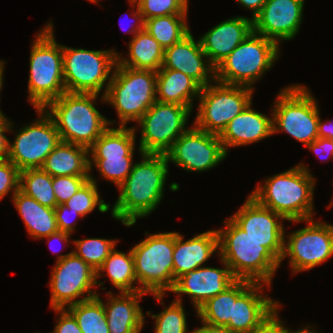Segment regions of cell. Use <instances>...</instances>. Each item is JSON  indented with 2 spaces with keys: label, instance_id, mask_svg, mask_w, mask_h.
<instances>
[{
  "label": "cell",
  "instance_id": "obj_3",
  "mask_svg": "<svg viewBox=\"0 0 333 333\" xmlns=\"http://www.w3.org/2000/svg\"><path fill=\"white\" fill-rule=\"evenodd\" d=\"M217 229L219 258L235 279L271 286L280 260L261 243L249 237L230 217Z\"/></svg>",
  "mask_w": 333,
  "mask_h": 333
},
{
  "label": "cell",
  "instance_id": "obj_36",
  "mask_svg": "<svg viewBox=\"0 0 333 333\" xmlns=\"http://www.w3.org/2000/svg\"><path fill=\"white\" fill-rule=\"evenodd\" d=\"M98 191L96 178L89 174V180L64 205L69 210L77 212L82 218L93 212L95 208H98L101 213H106L111 209V205L100 198Z\"/></svg>",
  "mask_w": 333,
  "mask_h": 333
},
{
  "label": "cell",
  "instance_id": "obj_24",
  "mask_svg": "<svg viewBox=\"0 0 333 333\" xmlns=\"http://www.w3.org/2000/svg\"><path fill=\"white\" fill-rule=\"evenodd\" d=\"M217 250V251H216ZM217 230L195 234L189 240L184 241V236L175 232V246L173 252V277L174 285L182 275L197 268L205 266L214 253H219Z\"/></svg>",
  "mask_w": 333,
  "mask_h": 333
},
{
  "label": "cell",
  "instance_id": "obj_29",
  "mask_svg": "<svg viewBox=\"0 0 333 333\" xmlns=\"http://www.w3.org/2000/svg\"><path fill=\"white\" fill-rule=\"evenodd\" d=\"M11 199L33 239H42L59 230L54 208L41 205L20 190Z\"/></svg>",
  "mask_w": 333,
  "mask_h": 333
},
{
  "label": "cell",
  "instance_id": "obj_19",
  "mask_svg": "<svg viewBox=\"0 0 333 333\" xmlns=\"http://www.w3.org/2000/svg\"><path fill=\"white\" fill-rule=\"evenodd\" d=\"M304 0H267L253 19V31L275 41L292 40L303 22Z\"/></svg>",
  "mask_w": 333,
  "mask_h": 333
},
{
  "label": "cell",
  "instance_id": "obj_14",
  "mask_svg": "<svg viewBox=\"0 0 333 333\" xmlns=\"http://www.w3.org/2000/svg\"><path fill=\"white\" fill-rule=\"evenodd\" d=\"M190 107L156 101L137 122L140 125V154H163L188 127Z\"/></svg>",
  "mask_w": 333,
  "mask_h": 333
},
{
  "label": "cell",
  "instance_id": "obj_43",
  "mask_svg": "<svg viewBox=\"0 0 333 333\" xmlns=\"http://www.w3.org/2000/svg\"><path fill=\"white\" fill-rule=\"evenodd\" d=\"M54 210H55V214H56L58 229L60 231L72 234L76 230V228H75L76 220H74V222H73L70 218L75 215L76 219H77V217L79 219V218H82V216L79 215L77 212H73L72 210H69V208L66 207L64 204L57 205L54 208Z\"/></svg>",
  "mask_w": 333,
  "mask_h": 333
},
{
  "label": "cell",
  "instance_id": "obj_12",
  "mask_svg": "<svg viewBox=\"0 0 333 333\" xmlns=\"http://www.w3.org/2000/svg\"><path fill=\"white\" fill-rule=\"evenodd\" d=\"M136 129L134 126L108 127L88 149L89 172L96 166L102 178L119 187L134 165Z\"/></svg>",
  "mask_w": 333,
  "mask_h": 333
},
{
  "label": "cell",
  "instance_id": "obj_45",
  "mask_svg": "<svg viewBox=\"0 0 333 333\" xmlns=\"http://www.w3.org/2000/svg\"><path fill=\"white\" fill-rule=\"evenodd\" d=\"M309 151L314 152L322 161L333 158V140L318 137L306 146ZM325 159V160H324Z\"/></svg>",
  "mask_w": 333,
  "mask_h": 333
},
{
  "label": "cell",
  "instance_id": "obj_18",
  "mask_svg": "<svg viewBox=\"0 0 333 333\" xmlns=\"http://www.w3.org/2000/svg\"><path fill=\"white\" fill-rule=\"evenodd\" d=\"M230 218L249 237L268 248L281 261L286 233L282 223L286 219L283 216L248 195L244 204Z\"/></svg>",
  "mask_w": 333,
  "mask_h": 333
},
{
  "label": "cell",
  "instance_id": "obj_44",
  "mask_svg": "<svg viewBox=\"0 0 333 333\" xmlns=\"http://www.w3.org/2000/svg\"><path fill=\"white\" fill-rule=\"evenodd\" d=\"M58 313V321L51 333H83L75 317L67 309H53Z\"/></svg>",
  "mask_w": 333,
  "mask_h": 333
},
{
  "label": "cell",
  "instance_id": "obj_48",
  "mask_svg": "<svg viewBox=\"0 0 333 333\" xmlns=\"http://www.w3.org/2000/svg\"><path fill=\"white\" fill-rule=\"evenodd\" d=\"M241 6L245 7V9H249L252 11V20L260 13L263 8L265 2L267 0H236Z\"/></svg>",
  "mask_w": 333,
  "mask_h": 333
},
{
  "label": "cell",
  "instance_id": "obj_17",
  "mask_svg": "<svg viewBox=\"0 0 333 333\" xmlns=\"http://www.w3.org/2000/svg\"><path fill=\"white\" fill-rule=\"evenodd\" d=\"M165 156L168 163L200 173L219 165L227 154L219 135L205 132L193 124L176 139Z\"/></svg>",
  "mask_w": 333,
  "mask_h": 333
},
{
  "label": "cell",
  "instance_id": "obj_38",
  "mask_svg": "<svg viewBox=\"0 0 333 333\" xmlns=\"http://www.w3.org/2000/svg\"><path fill=\"white\" fill-rule=\"evenodd\" d=\"M147 311V315L155 319V333H191L188 330L186 313L182 302L173 300L168 307L158 314H151Z\"/></svg>",
  "mask_w": 333,
  "mask_h": 333
},
{
  "label": "cell",
  "instance_id": "obj_41",
  "mask_svg": "<svg viewBox=\"0 0 333 333\" xmlns=\"http://www.w3.org/2000/svg\"><path fill=\"white\" fill-rule=\"evenodd\" d=\"M20 170L8 159L0 160V200L19 190Z\"/></svg>",
  "mask_w": 333,
  "mask_h": 333
},
{
  "label": "cell",
  "instance_id": "obj_26",
  "mask_svg": "<svg viewBox=\"0 0 333 333\" xmlns=\"http://www.w3.org/2000/svg\"><path fill=\"white\" fill-rule=\"evenodd\" d=\"M113 295L107 291V302L103 301L104 311L110 333H140L146 316L142 312L140 301L148 293L119 292ZM116 296V297H115Z\"/></svg>",
  "mask_w": 333,
  "mask_h": 333
},
{
  "label": "cell",
  "instance_id": "obj_16",
  "mask_svg": "<svg viewBox=\"0 0 333 333\" xmlns=\"http://www.w3.org/2000/svg\"><path fill=\"white\" fill-rule=\"evenodd\" d=\"M38 119L25 124L9 141L10 160L20 171L41 168L47 156L59 144V132L52 118L44 109H36Z\"/></svg>",
  "mask_w": 333,
  "mask_h": 333
},
{
  "label": "cell",
  "instance_id": "obj_50",
  "mask_svg": "<svg viewBox=\"0 0 333 333\" xmlns=\"http://www.w3.org/2000/svg\"><path fill=\"white\" fill-rule=\"evenodd\" d=\"M202 326L192 330L191 333H234L226 326H214L201 322Z\"/></svg>",
  "mask_w": 333,
  "mask_h": 333
},
{
  "label": "cell",
  "instance_id": "obj_34",
  "mask_svg": "<svg viewBox=\"0 0 333 333\" xmlns=\"http://www.w3.org/2000/svg\"><path fill=\"white\" fill-rule=\"evenodd\" d=\"M52 182L53 176L44 172L41 168L25 169L20 171L19 190L41 205L55 208L57 202Z\"/></svg>",
  "mask_w": 333,
  "mask_h": 333
},
{
  "label": "cell",
  "instance_id": "obj_11",
  "mask_svg": "<svg viewBox=\"0 0 333 333\" xmlns=\"http://www.w3.org/2000/svg\"><path fill=\"white\" fill-rule=\"evenodd\" d=\"M254 89L216 80L201 87L198 112L193 124L205 132L220 135L228 123L251 102Z\"/></svg>",
  "mask_w": 333,
  "mask_h": 333
},
{
  "label": "cell",
  "instance_id": "obj_13",
  "mask_svg": "<svg viewBox=\"0 0 333 333\" xmlns=\"http://www.w3.org/2000/svg\"><path fill=\"white\" fill-rule=\"evenodd\" d=\"M57 257L49 281L52 309H66L98 295L93 290L97 288L96 271L89 264L72 251Z\"/></svg>",
  "mask_w": 333,
  "mask_h": 333
},
{
  "label": "cell",
  "instance_id": "obj_47",
  "mask_svg": "<svg viewBox=\"0 0 333 333\" xmlns=\"http://www.w3.org/2000/svg\"><path fill=\"white\" fill-rule=\"evenodd\" d=\"M128 2H129V4H131V7H132L131 10L133 11L132 16L136 22L134 23V25L133 24L129 25L131 30L130 29L126 30V33H130V34L132 33V35H133L132 37H134L138 32L145 29V19H144L142 13L140 12V9L138 8L137 2L135 0H129ZM135 7H136V9H135Z\"/></svg>",
  "mask_w": 333,
  "mask_h": 333
},
{
  "label": "cell",
  "instance_id": "obj_5",
  "mask_svg": "<svg viewBox=\"0 0 333 333\" xmlns=\"http://www.w3.org/2000/svg\"><path fill=\"white\" fill-rule=\"evenodd\" d=\"M53 29V22L46 23L31 46L27 100L35 109H43L66 92L62 45L57 43Z\"/></svg>",
  "mask_w": 333,
  "mask_h": 333
},
{
  "label": "cell",
  "instance_id": "obj_7",
  "mask_svg": "<svg viewBox=\"0 0 333 333\" xmlns=\"http://www.w3.org/2000/svg\"><path fill=\"white\" fill-rule=\"evenodd\" d=\"M156 78L155 71L132 69L116 63L106 94L100 99L115 108L118 126H126L131 121L137 123L156 102Z\"/></svg>",
  "mask_w": 333,
  "mask_h": 333
},
{
  "label": "cell",
  "instance_id": "obj_42",
  "mask_svg": "<svg viewBox=\"0 0 333 333\" xmlns=\"http://www.w3.org/2000/svg\"><path fill=\"white\" fill-rule=\"evenodd\" d=\"M280 307L281 304L250 333H286L289 328H286L285 322L279 318Z\"/></svg>",
  "mask_w": 333,
  "mask_h": 333
},
{
  "label": "cell",
  "instance_id": "obj_21",
  "mask_svg": "<svg viewBox=\"0 0 333 333\" xmlns=\"http://www.w3.org/2000/svg\"><path fill=\"white\" fill-rule=\"evenodd\" d=\"M162 67L183 72L201 87L215 80V68L209 63L200 40L195 41L191 32L181 41L164 49Z\"/></svg>",
  "mask_w": 333,
  "mask_h": 333
},
{
  "label": "cell",
  "instance_id": "obj_6",
  "mask_svg": "<svg viewBox=\"0 0 333 333\" xmlns=\"http://www.w3.org/2000/svg\"><path fill=\"white\" fill-rule=\"evenodd\" d=\"M145 235L144 240L131 248L138 288L163 305V297L174 287L175 232H146Z\"/></svg>",
  "mask_w": 333,
  "mask_h": 333
},
{
  "label": "cell",
  "instance_id": "obj_52",
  "mask_svg": "<svg viewBox=\"0 0 333 333\" xmlns=\"http://www.w3.org/2000/svg\"><path fill=\"white\" fill-rule=\"evenodd\" d=\"M304 327L300 328V329H298L296 331H293V330L291 331V329H288L286 331V333H319V332H317V330H315L314 328H312L311 325H308V326L306 325Z\"/></svg>",
  "mask_w": 333,
  "mask_h": 333
},
{
  "label": "cell",
  "instance_id": "obj_15",
  "mask_svg": "<svg viewBox=\"0 0 333 333\" xmlns=\"http://www.w3.org/2000/svg\"><path fill=\"white\" fill-rule=\"evenodd\" d=\"M313 219L304 220L306 227L284 237L280 263L288 257L294 275L311 270L333 256V224Z\"/></svg>",
  "mask_w": 333,
  "mask_h": 333
},
{
  "label": "cell",
  "instance_id": "obj_55",
  "mask_svg": "<svg viewBox=\"0 0 333 333\" xmlns=\"http://www.w3.org/2000/svg\"><path fill=\"white\" fill-rule=\"evenodd\" d=\"M332 205H333V198H332L331 203L328 208H331L330 206H332Z\"/></svg>",
  "mask_w": 333,
  "mask_h": 333
},
{
  "label": "cell",
  "instance_id": "obj_31",
  "mask_svg": "<svg viewBox=\"0 0 333 333\" xmlns=\"http://www.w3.org/2000/svg\"><path fill=\"white\" fill-rule=\"evenodd\" d=\"M247 280L236 279L229 287L215 297L207 300L196 311L200 322L226 326L233 319V302L252 284Z\"/></svg>",
  "mask_w": 333,
  "mask_h": 333
},
{
  "label": "cell",
  "instance_id": "obj_37",
  "mask_svg": "<svg viewBox=\"0 0 333 333\" xmlns=\"http://www.w3.org/2000/svg\"><path fill=\"white\" fill-rule=\"evenodd\" d=\"M72 242L76 247L72 252L89 264L95 271L108 258L118 243L117 239L106 238L75 239Z\"/></svg>",
  "mask_w": 333,
  "mask_h": 333
},
{
  "label": "cell",
  "instance_id": "obj_54",
  "mask_svg": "<svg viewBox=\"0 0 333 333\" xmlns=\"http://www.w3.org/2000/svg\"><path fill=\"white\" fill-rule=\"evenodd\" d=\"M88 1H90L91 3H95V4L99 3V0H88Z\"/></svg>",
  "mask_w": 333,
  "mask_h": 333
},
{
  "label": "cell",
  "instance_id": "obj_35",
  "mask_svg": "<svg viewBox=\"0 0 333 333\" xmlns=\"http://www.w3.org/2000/svg\"><path fill=\"white\" fill-rule=\"evenodd\" d=\"M96 297L78 302L66 308L74 317L83 333H110L103 300Z\"/></svg>",
  "mask_w": 333,
  "mask_h": 333
},
{
  "label": "cell",
  "instance_id": "obj_46",
  "mask_svg": "<svg viewBox=\"0 0 333 333\" xmlns=\"http://www.w3.org/2000/svg\"><path fill=\"white\" fill-rule=\"evenodd\" d=\"M13 127H15L13 122L5 114L0 115V160L8 157L10 140L5 133L11 132Z\"/></svg>",
  "mask_w": 333,
  "mask_h": 333
},
{
  "label": "cell",
  "instance_id": "obj_53",
  "mask_svg": "<svg viewBox=\"0 0 333 333\" xmlns=\"http://www.w3.org/2000/svg\"><path fill=\"white\" fill-rule=\"evenodd\" d=\"M5 62L6 61H2V60H0V93L2 92L1 90H2V87H3V81H4V78H3V76H4V66H5ZM1 95V94H0ZM2 114H4L1 110H0V115H2Z\"/></svg>",
  "mask_w": 333,
  "mask_h": 333
},
{
  "label": "cell",
  "instance_id": "obj_40",
  "mask_svg": "<svg viewBox=\"0 0 333 333\" xmlns=\"http://www.w3.org/2000/svg\"><path fill=\"white\" fill-rule=\"evenodd\" d=\"M89 176H55L52 187L57 205L65 204L87 181Z\"/></svg>",
  "mask_w": 333,
  "mask_h": 333
},
{
  "label": "cell",
  "instance_id": "obj_23",
  "mask_svg": "<svg viewBox=\"0 0 333 333\" xmlns=\"http://www.w3.org/2000/svg\"><path fill=\"white\" fill-rule=\"evenodd\" d=\"M265 286L270 287L252 283L233 302V319H230L227 328L234 333H250L280 305L279 301L264 295Z\"/></svg>",
  "mask_w": 333,
  "mask_h": 333
},
{
  "label": "cell",
  "instance_id": "obj_33",
  "mask_svg": "<svg viewBox=\"0 0 333 333\" xmlns=\"http://www.w3.org/2000/svg\"><path fill=\"white\" fill-rule=\"evenodd\" d=\"M187 15L173 14L149 18L145 20V29L166 49L191 32L187 25Z\"/></svg>",
  "mask_w": 333,
  "mask_h": 333
},
{
  "label": "cell",
  "instance_id": "obj_22",
  "mask_svg": "<svg viewBox=\"0 0 333 333\" xmlns=\"http://www.w3.org/2000/svg\"><path fill=\"white\" fill-rule=\"evenodd\" d=\"M252 31L251 18L236 16L220 22L199 40L209 63L216 68Z\"/></svg>",
  "mask_w": 333,
  "mask_h": 333
},
{
  "label": "cell",
  "instance_id": "obj_28",
  "mask_svg": "<svg viewBox=\"0 0 333 333\" xmlns=\"http://www.w3.org/2000/svg\"><path fill=\"white\" fill-rule=\"evenodd\" d=\"M41 169L55 176H89L88 149L62 142L47 156Z\"/></svg>",
  "mask_w": 333,
  "mask_h": 333
},
{
  "label": "cell",
  "instance_id": "obj_9",
  "mask_svg": "<svg viewBox=\"0 0 333 333\" xmlns=\"http://www.w3.org/2000/svg\"><path fill=\"white\" fill-rule=\"evenodd\" d=\"M280 90L271 108L273 135L285 132L307 146L318 138V102L303 85L291 84Z\"/></svg>",
  "mask_w": 333,
  "mask_h": 333
},
{
  "label": "cell",
  "instance_id": "obj_20",
  "mask_svg": "<svg viewBox=\"0 0 333 333\" xmlns=\"http://www.w3.org/2000/svg\"><path fill=\"white\" fill-rule=\"evenodd\" d=\"M220 262L223 264V269L202 266L179 277L170 291L176 293L175 300L182 302L181 296L189 295L196 312L207 300L229 287L236 279L221 258Z\"/></svg>",
  "mask_w": 333,
  "mask_h": 333
},
{
  "label": "cell",
  "instance_id": "obj_51",
  "mask_svg": "<svg viewBox=\"0 0 333 333\" xmlns=\"http://www.w3.org/2000/svg\"><path fill=\"white\" fill-rule=\"evenodd\" d=\"M70 235L71 234H69L67 232H63V231L58 230L57 232H54V233L50 234L49 236H46V237H43V238H47L46 240H48L49 243L50 242L52 243V240H54V241L56 240V241H59V242H62V243H66V245H67V243L69 244ZM50 248L52 249L51 246H50ZM58 252H59L58 249L53 250L54 254H56Z\"/></svg>",
  "mask_w": 333,
  "mask_h": 333
},
{
  "label": "cell",
  "instance_id": "obj_32",
  "mask_svg": "<svg viewBox=\"0 0 333 333\" xmlns=\"http://www.w3.org/2000/svg\"><path fill=\"white\" fill-rule=\"evenodd\" d=\"M102 272H105L109 278L108 280L119 292L141 291L140 288H138L131 249L128 253H124L116 250L115 247L96 271L97 288L105 284L104 282H98L100 276L103 275Z\"/></svg>",
  "mask_w": 333,
  "mask_h": 333
},
{
  "label": "cell",
  "instance_id": "obj_1",
  "mask_svg": "<svg viewBox=\"0 0 333 333\" xmlns=\"http://www.w3.org/2000/svg\"><path fill=\"white\" fill-rule=\"evenodd\" d=\"M141 158L118 187L120 194L111 210V216L127 227L134 226L137 219L149 216L164 198L169 172L166 156L142 153Z\"/></svg>",
  "mask_w": 333,
  "mask_h": 333
},
{
  "label": "cell",
  "instance_id": "obj_27",
  "mask_svg": "<svg viewBox=\"0 0 333 333\" xmlns=\"http://www.w3.org/2000/svg\"><path fill=\"white\" fill-rule=\"evenodd\" d=\"M201 86L183 72L161 67L157 71L156 101L194 107V99H198Z\"/></svg>",
  "mask_w": 333,
  "mask_h": 333
},
{
  "label": "cell",
  "instance_id": "obj_39",
  "mask_svg": "<svg viewBox=\"0 0 333 333\" xmlns=\"http://www.w3.org/2000/svg\"><path fill=\"white\" fill-rule=\"evenodd\" d=\"M144 19L173 14H188L189 0H135Z\"/></svg>",
  "mask_w": 333,
  "mask_h": 333
},
{
  "label": "cell",
  "instance_id": "obj_30",
  "mask_svg": "<svg viewBox=\"0 0 333 333\" xmlns=\"http://www.w3.org/2000/svg\"><path fill=\"white\" fill-rule=\"evenodd\" d=\"M128 50V57H123L117 52V62L121 66L155 72L162 67L164 48L146 29L132 37Z\"/></svg>",
  "mask_w": 333,
  "mask_h": 333
},
{
  "label": "cell",
  "instance_id": "obj_2",
  "mask_svg": "<svg viewBox=\"0 0 333 333\" xmlns=\"http://www.w3.org/2000/svg\"><path fill=\"white\" fill-rule=\"evenodd\" d=\"M316 179L304 163L269 176L250 193L261 205L283 216L288 222H304L314 216Z\"/></svg>",
  "mask_w": 333,
  "mask_h": 333
},
{
  "label": "cell",
  "instance_id": "obj_10",
  "mask_svg": "<svg viewBox=\"0 0 333 333\" xmlns=\"http://www.w3.org/2000/svg\"><path fill=\"white\" fill-rule=\"evenodd\" d=\"M62 52L66 92L100 95L104 91L102 96H105L117 63L116 50H86L62 45Z\"/></svg>",
  "mask_w": 333,
  "mask_h": 333
},
{
  "label": "cell",
  "instance_id": "obj_49",
  "mask_svg": "<svg viewBox=\"0 0 333 333\" xmlns=\"http://www.w3.org/2000/svg\"><path fill=\"white\" fill-rule=\"evenodd\" d=\"M318 137L320 138H327V139H333V121L331 120H325L322 122L321 118H319L318 121Z\"/></svg>",
  "mask_w": 333,
  "mask_h": 333
},
{
  "label": "cell",
  "instance_id": "obj_8",
  "mask_svg": "<svg viewBox=\"0 0 333 333\" xmlns=\"http://www.w3.org/2000/svg\"><path fill=\"white\" fill-rule=\"evenodd\" d=\"M279 45L252 31L215 68V80L224 84L255 85L280 58Z\"/></svg>",
  "mask_w": 333,
  "mask_h": 333
},
{
  "label": "cell",
  "instance_id": "obj_4",
  "mask_svg": "<svg viewBox=\"0 0 333 333\" xmlns=\"http://www.w3.org/2000/svg\"><path fill=\"white\" fill-rule=\"evenodd\" d=\"M99 94L64 92L43 109L52 118L62 142L89 149L96 139L116 123L95 107Z\"/></svg>",
  "mask_w": 333,
  "mask_h": 333
},
{
  "label": "cell",
  "instance_id": "obj_25",
  "mask_svg": "<svg viewBox=\"0 0 333 333\" xmlns=\"http://www.w3.org/2000/svg\"><path fill=\"white\" fill-rule=\"evenodd\" d=\"M273 135L272 114L269 117L252 108V102L235 116L219 135L223 148L240 147L266 139Z\"/></svg>",
  "mask_w": 333,
  "mask_h": 333
}]
</instances>
